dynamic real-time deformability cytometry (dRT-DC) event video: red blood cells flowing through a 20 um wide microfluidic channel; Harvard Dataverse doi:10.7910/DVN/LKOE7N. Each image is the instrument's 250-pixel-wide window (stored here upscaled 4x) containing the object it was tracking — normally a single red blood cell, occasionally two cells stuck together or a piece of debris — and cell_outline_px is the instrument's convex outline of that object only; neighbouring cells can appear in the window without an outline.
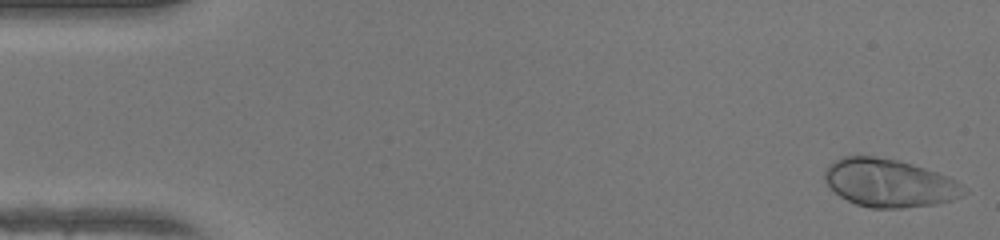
{"species": "human", "species_latin": "Homo sapiens", "temperature_condition": "warm", "stored_images_in_passage": 48, "camera_frame_rate_fps": 3000, "um_per_image_px": 0.085, "donor": {"sex": "female"}, "frame": {"image": 1, "passage_image": 1, "time_ms": 0.0, "image_size_px": [1000, 240], "cell_outline_px": [[968, 192], [952, 200], [932, 204], [900, 208], [872, 208], [856, 204], [840, 196], [828, 184], [824, 176], [824, 172], [828, 164], [844, 156], [872, 156], [900, 160], [948, 176], [956, 180], [968, 188]], "centroid_in_image_um": [75.61, 15.55], "position_along_channel_um": 9.4, "area_um2": 38.78}}
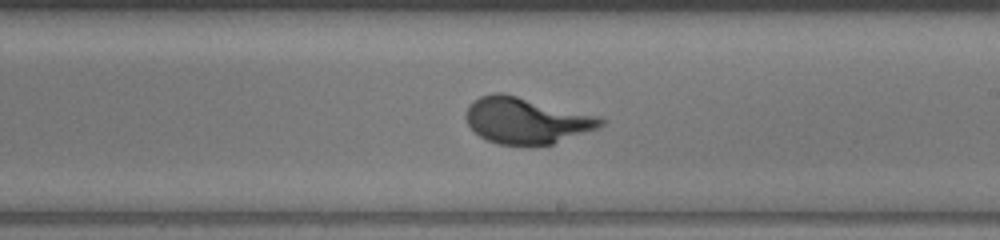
{"frame": {"image": 2, "passage_image": 28, "time_ms": 9.0, "image_size_px": [1000, 240], "cell_outline_px": [[608, 120], [600, 128], [552, 144], [500, 144], [488, 140], [480, 136], [468, 124], [464, 116], [468, 104], [480, 96], [492, 92], [504, 92], [604, 116]], "centroid_in_image_um": [44.81, 10.2], "position_along_channel_um": 244.2, "area_um2": 36.93}}
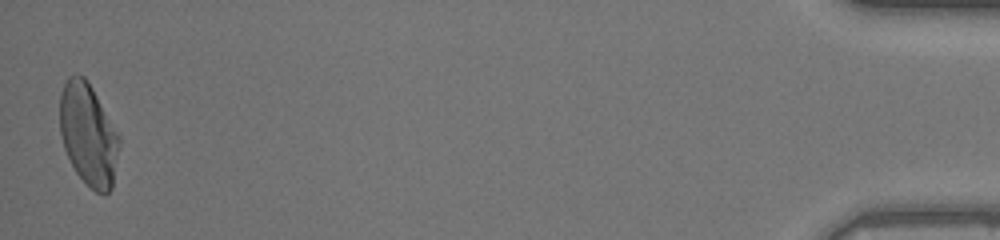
{"frame": {"image": 3, "passage_image": 48, "time_ms": 15.667, "image_size_px": [1000, 240], "cell_outline_px": [[120, 144], [112, 188], [104, 196], [96, 192], [76, 172], [64, 148], [60, 132], [60, 92], [68, 76], [76, 72], [84, 76], [92, 88], [120, 136]], "centroid_in_image_um": [7.51, 11.41], "position_along_channel_um": 427.7, "area_um2": 35.32}}